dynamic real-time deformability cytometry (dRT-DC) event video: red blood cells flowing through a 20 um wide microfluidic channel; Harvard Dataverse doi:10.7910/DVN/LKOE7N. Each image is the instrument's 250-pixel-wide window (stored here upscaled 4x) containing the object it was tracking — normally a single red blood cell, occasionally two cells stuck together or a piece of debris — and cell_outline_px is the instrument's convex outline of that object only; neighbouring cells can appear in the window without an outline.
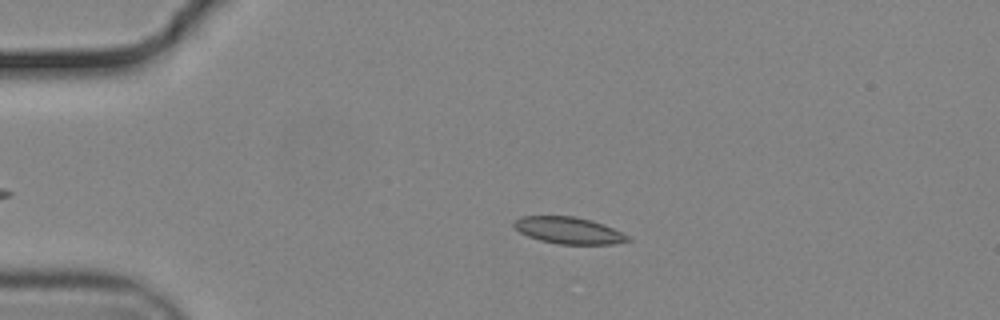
{"species": "common noctule bat (a hibernating species)", "species_latin": "Nyctalus noctula", "temperature_condition": "cold", "stored_images_in_passage": 14, "camera_frame_rate_fps": 3000, "um_per_image_px": 0.085, "animal": {"sex": "male", "body_mass_g": 19.2, "forearm_length_mm": 51.8}, "frame": {"image": 1, "passage_image": 6, "time_ms": 1.667, "image_size_px": [1000, 320], "cell_outline_px": [[632, 240], [612, 244], [560, 244], [540, 240], [528, 236], [520, 232], [512, 224], [520, 216], [576, 216], [592, 220], [612, 228], [628, 236]], "centroid_in_image_um": [48.32, 19.58], "position_along_channel_um": 36.7, "area_um2": 17.57}}
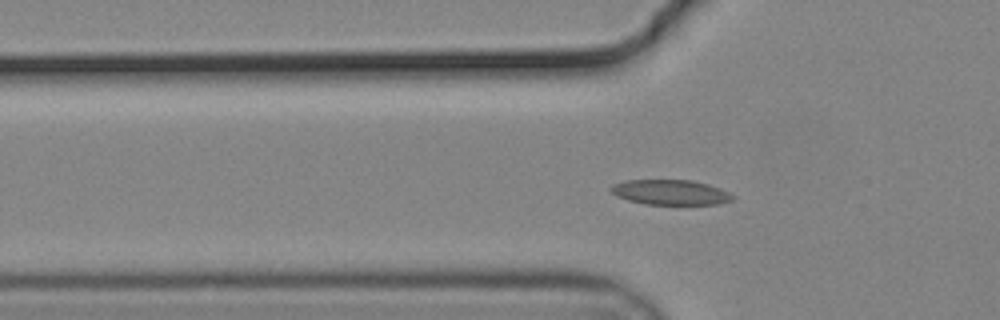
{"frame": {"image": 2, "passage_image": 12, "time_ms": 3.667, "image_size_px": [1000, 320], "cell_outline_px": [[736, 200], [716, 204], [644, 204], [628, 200], [616, 196], [608, 188], [612, 184], [624, 180], [692, 180], [708, 184], [720, 188], [736, 196]], "centroid_in_image_um": [56.99, 16.34], "position_along_channel_um": 68.8, "area_um2": 17.98}}